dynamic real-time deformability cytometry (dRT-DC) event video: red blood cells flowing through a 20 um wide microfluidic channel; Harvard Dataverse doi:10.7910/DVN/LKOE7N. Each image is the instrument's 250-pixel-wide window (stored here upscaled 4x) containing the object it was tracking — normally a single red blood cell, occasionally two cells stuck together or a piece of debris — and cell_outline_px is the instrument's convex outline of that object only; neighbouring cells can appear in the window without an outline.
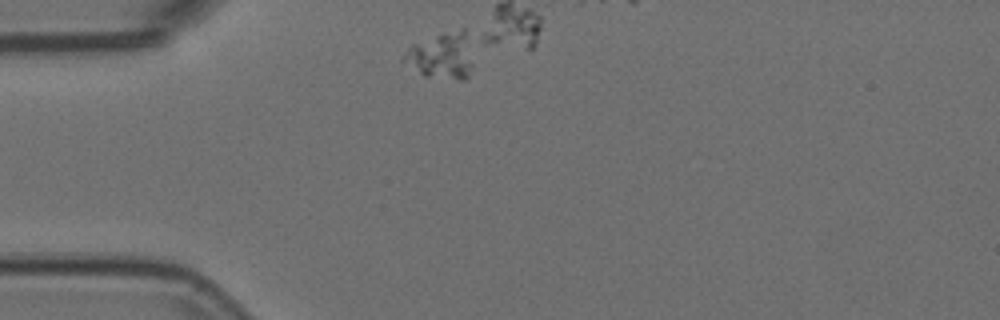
{"species": "Egyptian fruit bat (a non-hibernating species)", "species_latin": "Rousettus aegyptiacus", "temperature_condition": "room temperature", "stored_images_in_passage": 7, "camera_frame_rate_fps": 3000, "um_per_image_px": 0.085, "animal": {"sex": "female"}, "frame": {"image": 1, "passage_image": 1, "time_ms": 0.0, "image_size_px": [1000, 320], "cell_outline_px": [[472, 68], [468, 76], [464, 80], [460, 80], [424, 76], [400, 60], [408, 48], [412, 44], [460, 28], [464, 28], [472, 64]], "centroid_in_image_um": [37.5, 4.78], "position_along_channel_um": 47.5, "area_um2": 18.32}}
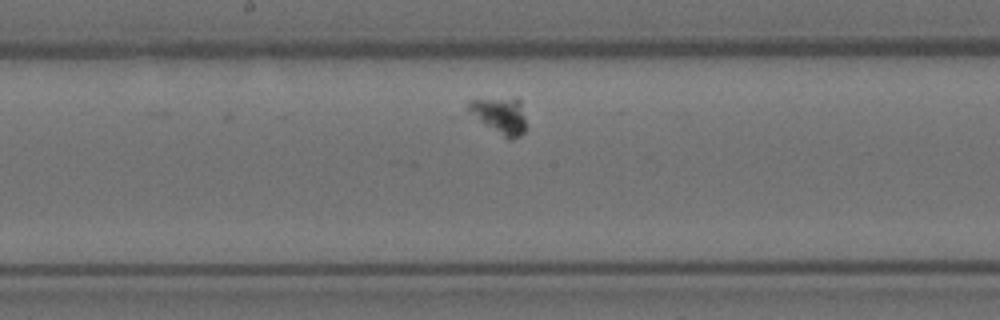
{"frame": {"image": 2, "passage_image": 6, "time_ms": 1.667, "image_size_px": [1000, 320], "cell_outline_px": [[524, 132], [520, 136], [512, 140], [508, 140], [484, 124], [468, 108], [468, 104], [472, 100], [516, 96], [520, 100], [524, 116]], "centroid_in_image_um": [42.56, 9.8], "position_along_channel_um": 205.6, "area_um2": 12.14}}